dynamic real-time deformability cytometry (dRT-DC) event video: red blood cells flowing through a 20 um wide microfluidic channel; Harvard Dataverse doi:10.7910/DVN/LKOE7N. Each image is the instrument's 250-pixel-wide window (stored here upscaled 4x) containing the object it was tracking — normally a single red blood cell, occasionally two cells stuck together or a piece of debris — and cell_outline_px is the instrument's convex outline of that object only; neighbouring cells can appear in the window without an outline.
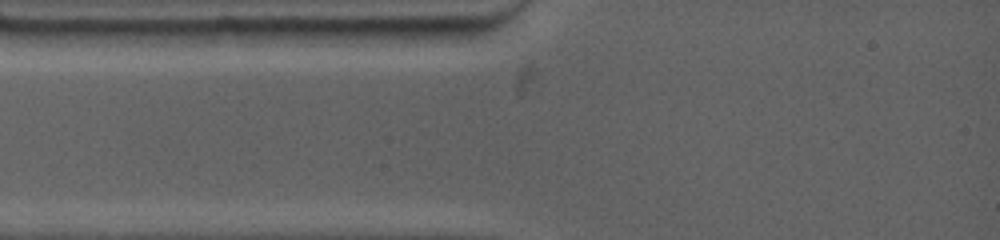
{"species": "common noctule bat (a hibernating species)", "species_latin": "Nyctalus noctula", "temperature_condition": "warm", "stored_images_in_passage": 3, "camera_frame_rate_fps": 4500, "um_per_image_px": 0.085, "animal": {"sex": "female", "body_mass_g": 19.0, "forearm_length_mm": 53.3}, "frame": {"image": 1, "passage_image": 1, "time_ms": 0.0, "image_size_px": [1000, 240], "cell_outline_px": [[476, 36], [460, 44], [352, 44], [344, 32], [348, 28], [468, 28], [476, 32]], "centroid_in_image_um": [34.79, 3.04], "position_along_channel_um": 50.2, "area_um2": 14.28}}